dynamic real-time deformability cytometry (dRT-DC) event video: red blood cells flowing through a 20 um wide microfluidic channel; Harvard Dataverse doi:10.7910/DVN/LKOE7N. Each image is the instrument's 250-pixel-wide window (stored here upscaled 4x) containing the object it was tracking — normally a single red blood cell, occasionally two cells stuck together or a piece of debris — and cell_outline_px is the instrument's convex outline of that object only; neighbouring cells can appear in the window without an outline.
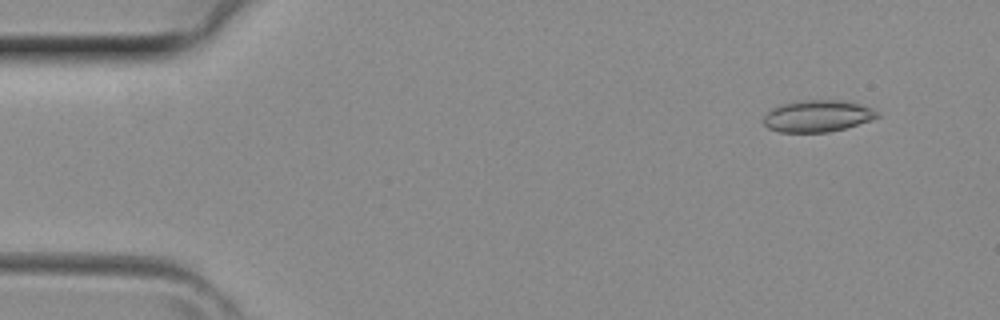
{"species": "common noctule bat (a hibernating species)", "species_latin": "Nyctalus noctula", "temperature_condition": "room temperature", "stored_images_in_passage": 39, "camera_frame_rate_fps": 3000, "um_per_image_px": 0.085, "animal": {"sex": "female", "body_mass_g": 29.2, "forearm_length_mm": 56.3}, "frame": {"image": 1, "passage_image": 2, "time_ms": 0.333, "image_size_px": [1000, 320], "cell_outline_px": [[880, 116], [872, 120], [844, 128], [828, 132], [780, 132], [768, 128], [764, 124], [764, 116], [772, 108], [784, 104], [804, 100], [844, 100], [860, 104], [872, 108], [880, 112]], "centroid_in_image_um": [69.53, 9.86], "position_along_channel_um": 15.5, "area_um2": 20.98}}
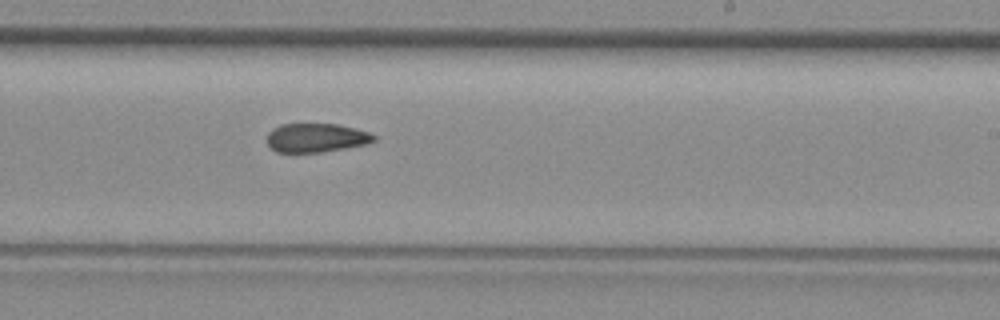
{"frame": {"image": 2, "passage_image": 23, "time_ms": 7.333, "image_size_px": [1000, 320], "cell_outline_px": [[376, 140], [364, 144], [344, 148], [320, 152], [276, 152], [268, 144], [268, 132], [272, 128], [280, 124], [336, 124], [368, 132], [376, 136]], "centroid_in_image_um": [26.84, 11.71], "position_along_channel_um": 262.2, "area_um2": 17.74}}
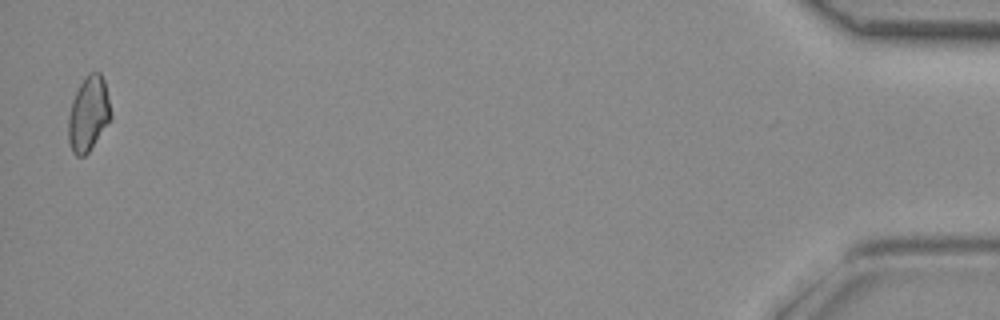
{"frame": {"image": 3, "passage_image": 39, "time_ms": 12.667, "image_size_px": [1000, 320], "cell_outline_px": [[112, 116], [88, 152], [84, 156], [76, 156], [72, 152], [68, 140], [68, 116], [72, 100], [80, 84], [88, 72], [100, 72], [104, 80], [112, 112]], "centroid_in_image_um": [7.51, 9.66], "position_along_channel_um": 427.7, "area_um2": 18.44}}